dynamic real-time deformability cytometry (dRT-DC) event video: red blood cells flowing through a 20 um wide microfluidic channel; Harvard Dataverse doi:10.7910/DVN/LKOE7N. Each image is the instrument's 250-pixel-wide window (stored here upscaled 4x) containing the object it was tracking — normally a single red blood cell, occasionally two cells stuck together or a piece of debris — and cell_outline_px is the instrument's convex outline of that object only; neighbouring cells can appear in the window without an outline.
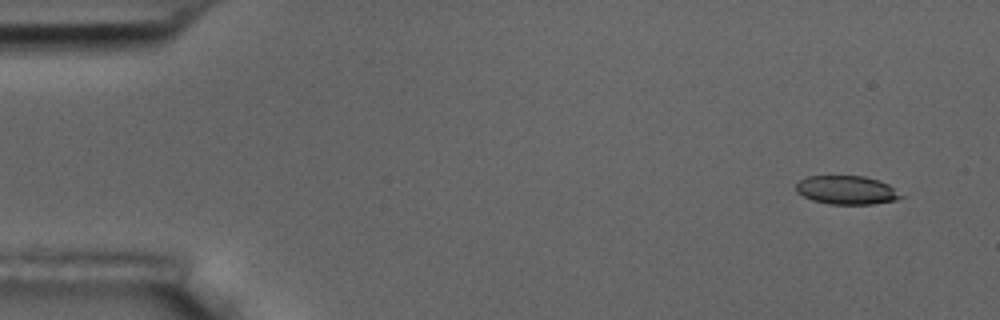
{"species": "common noctule bat (a hibernating species)", "species_latin": "Nyctalus noctula", "temperature_condition": "room temperature", "stored_images_in_passage": 9, "camera_frame_rate_fps": 3000, "um_per_image_px": 0.085, "animal": {"sex": "male", "body_mass_g": 17.5, "forearm_length_mm": 52.3}, "frame": {"image": 1, "passage_image": 1, "time_ms": 0.0, "image_size_px": [1000, 320], "cell_outline_px": [[904, 196], [896, 200], [872, 204], [828, 204], [812, 200], [796, 192], [796, 184], [800, 180], [808, 176], [864, 176], [880, 180], [888, 184]], "centroid_in_image_um": [71.96, 16.15], "position_along_channel_um": 13.0, "area_um2": 17.51}}
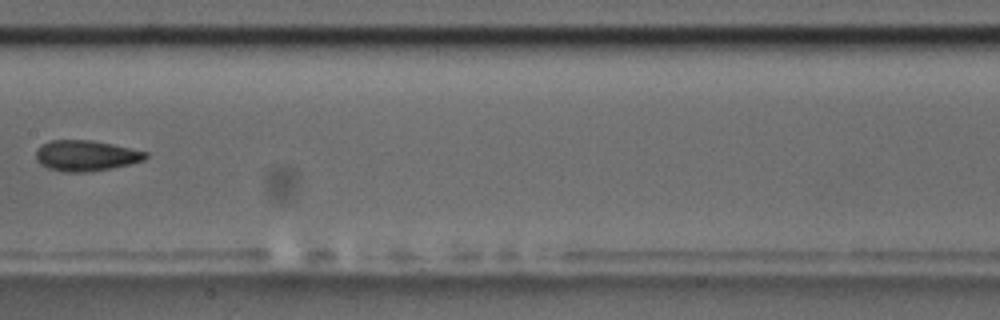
{"frame": {"image": 2, "passage_image": 8, "time_ms": 8.333, "image_size_px": [1000, 320], "cell_outline_px": [[148, 156], [144, 160], [112, 168], [88, 172], [64, 172], [48, 168], [40, 164], [36, 160], [36, 148], [40, 144], [52, 140], [92, 140], [112, 144], [148, 152]], "centroid_in_image_um": [7.27, 13.23], "position_along_channel_um": 200.1, "area_um2": 19.71}}
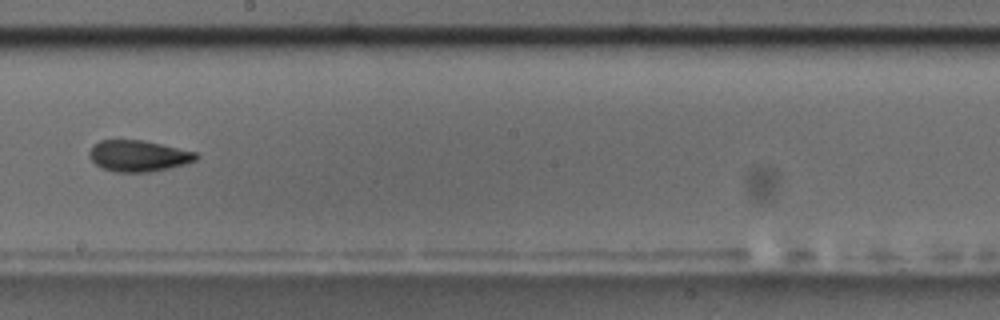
{"frame": {"image": 3, "passage_image": 9, "time_ms": 9.333, "image_size_px": [1000, 320], "cell_outline_px": [[200, 156], [196, 160], [184, 164], [168, 168], [148, 172], [116, 172], [100, 168], [88, 156], [88, 152], [92, 144], [100, 140], [140, 140], [160, 144], [196, 152]], "centroid_in_image_um": [11.72, 13.25], "position_along_channel_um": 236.5, "area_um2": 19.42}}